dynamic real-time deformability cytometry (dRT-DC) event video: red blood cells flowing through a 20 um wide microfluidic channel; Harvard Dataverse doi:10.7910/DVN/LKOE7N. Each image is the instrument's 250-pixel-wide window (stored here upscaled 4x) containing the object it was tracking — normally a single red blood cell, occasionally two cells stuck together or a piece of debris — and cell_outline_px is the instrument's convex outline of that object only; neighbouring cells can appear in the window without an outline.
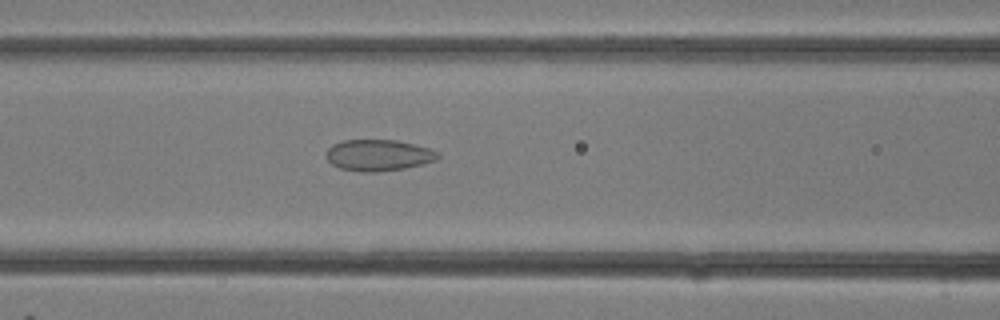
{"species": "common noctule bat (a hibernating species)", "species_latin": "Nyctalus noctula", "temperature_condition": "room temperature", "stored_images_in_passage": 31, "camera_frame_rate_fps": 3000, "um_per_image_px": 0.085, "animal": {"sex": "female"}, "frame": {"image": 1, "passage_image": 13, "time_ms": 4.0, "image_size_px": [1000, 320], "cell_outline_px": [[440, 156], [436, 160], [424, 164], [404, 168], [376, 172], [360, 172], [340, 168], [332, 164], [324, 156], [324, 152], [332, 144], [344, 140], [396, 140], [428, 148], [440, 152]], "centroid_in_image_um": [32.14, 13.19], "position_along_channel_um": 134.5, "area_um2": 20.52}}
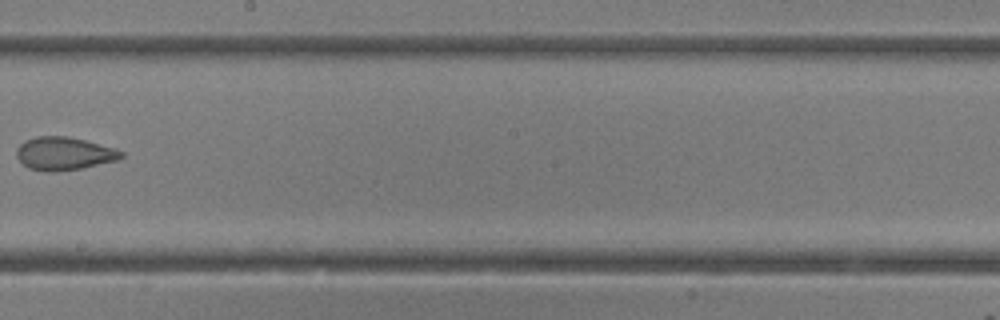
{"frame": {"image": 2, "passage_image": 18, "time_ms": 5.667, "image_size_px": [1000, 320], "cell_outline_px": [[124, 156], [116, 160], [80, 168], [56, 172], [44, 172], [28, 168], [16, 156], [16, 148], [24, 140], [36, 136], [68, 136], [116, 148], [124, 152]], "centroid_in_image_um": [5.42, 13.05], "position_along_channel_um": 242.8, "area_um2": 20.23}}
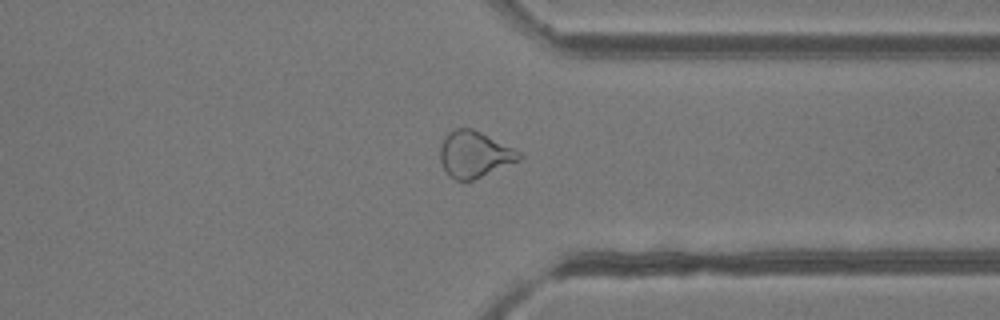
{"frame": {"image": 3, "passage_image": 24, "time_ms": 7.667, "image_size_px": [1000, 320], "cell_outline_px": [[524, 156], [520, 160], [472, 180], [456, 180], [444, 168], [440, 160], [440, 148], [444, 136], [452, 128], [472, 128], [520, 152]], "centroid_in_image_um": [40.31, 13.1], "position_along_channel_um": 371.1, "area_um2": 20.92}}